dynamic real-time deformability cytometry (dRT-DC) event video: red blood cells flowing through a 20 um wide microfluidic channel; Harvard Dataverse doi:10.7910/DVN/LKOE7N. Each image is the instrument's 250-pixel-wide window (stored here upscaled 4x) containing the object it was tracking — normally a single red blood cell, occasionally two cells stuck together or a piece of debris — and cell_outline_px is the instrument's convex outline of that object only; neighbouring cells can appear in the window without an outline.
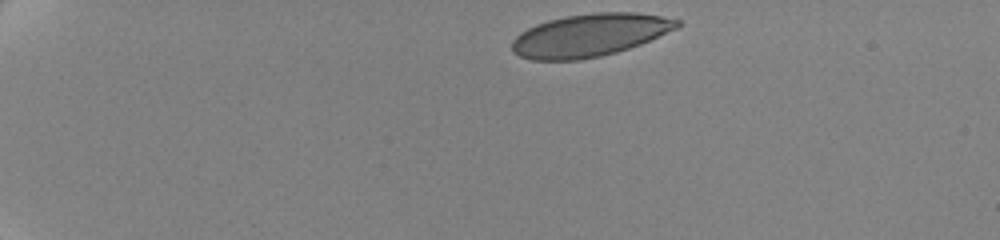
{"species": "human", "species_latin": "Homo sapiens", "temperature_condition": "cold", "stored_images_in_passage": 57, "camera_frame_rate_fps": 3000, "um_per_image_px": 0.085, "donor": {"sex": "female"}, "frame": {"image": 1, "passage_image": 1, "time_ms": 0.0, "image_size_px": [1000, 240], "cell_outline_px": [[680, 24], [676, 28], [640, 44], [616, 52], [600, 56], [580, 60], [532, 60], [520, 56], [512, 52], [512, 40], [520, 32], [536, 24], [548, 20], [564, 16], [596, 12], [636, 12], [660, 16], [680, 20]], "centroid_in_image_um": [50.08, 2.99], "position_along_channel_um": 34.9, "area_um2": 40.98}}
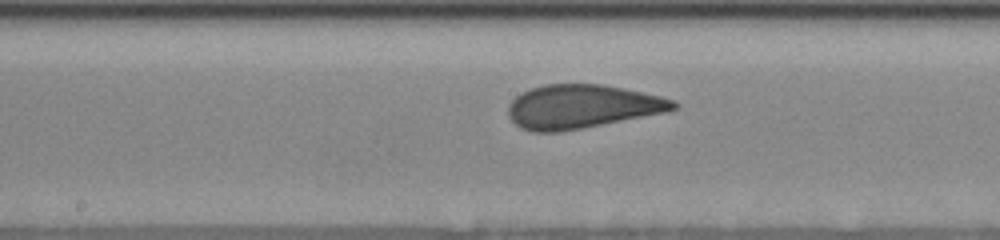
{"frame": {"image": 2, "passage_image": 26, "time_ms": 7.333, "image_size_px": [1000, 240], "cell_outline_px": [[680, 104], [676, 108], [668, 112], [560, 132], [532, 132], [520, 128], [508, 116], [508, 104], [520, 92], [544, 84], [600, 84], [624, 88], [660, 96], [676, 100]], "centroid_in_image_um": [49.46, 9.06], "position_along_channel_um": 198.7, "area_um2": 42.31}}
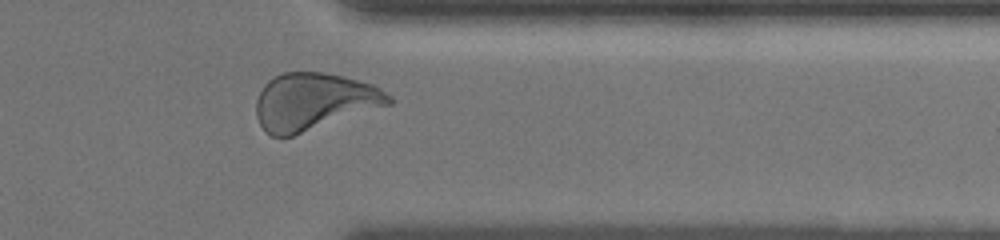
{"frame": {"image": 3, "passage_image": 48, "time_ms": 12.667, "image_size_px": [1000, 240], "cell_outline_px": [[392, 104], [292, 136], [272, 136], [264, 132], [256, 116], [256, 100], [264, 84], [268, 80], [284, 72], [324, 72], [344, 76], [372, 84], [380, 88], [392, 96]], "centroid_in_image_um": [26.68, 8.63], "position_along_channel_um": 384.7, "area_um2": 44.16}, "authors_computed_cell_mechanics": {"area_um2": 42.2518, "velocity_mm_per_s": 3.4912, "shape_relaxation_time_tau1_ms": 6.0931, "shape_relaxation_time_tau2_ms": null, "deformation_change_tau1": 0.1593, "deformation_change_tau2": null}}